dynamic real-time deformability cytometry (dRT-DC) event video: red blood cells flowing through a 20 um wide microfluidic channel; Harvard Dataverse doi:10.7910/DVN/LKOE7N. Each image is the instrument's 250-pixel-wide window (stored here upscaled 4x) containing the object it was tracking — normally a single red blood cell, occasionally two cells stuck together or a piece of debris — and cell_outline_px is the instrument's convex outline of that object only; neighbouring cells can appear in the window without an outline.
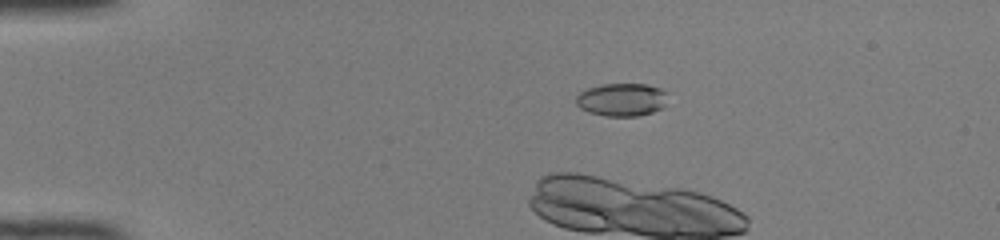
{"species": "common noctule bat (a hibernating species)", "species_latin": "Nyctalus noctula", "temperature_condition": "room temperature", "stored_images_in_passage": 11, "camera_frame_rate_fps": 3000, "um_per_image_px": 0.085, "animal": {"sex": "female", "body_mass_g": 22.0, "forearm_length_mm": 56.7}, "frame": {"image": 1, "passage_image": 5, "time_ms": 1.333, "image_size_px": [1000, 240], "cell_outline_px": [[668, 92], [664, 104], [660, 108], [652, 112], [640, 116], [604, 116], [588, 112], [580, 108], [576, 104], [576, 96], [580, 92], [588, 88], [600, 84], [644, 84], [660, 88]], "centroid_in_image_um": [52.83, 8.47], "position_along_channel_um": 32.2, "area_um2": 17.69}}